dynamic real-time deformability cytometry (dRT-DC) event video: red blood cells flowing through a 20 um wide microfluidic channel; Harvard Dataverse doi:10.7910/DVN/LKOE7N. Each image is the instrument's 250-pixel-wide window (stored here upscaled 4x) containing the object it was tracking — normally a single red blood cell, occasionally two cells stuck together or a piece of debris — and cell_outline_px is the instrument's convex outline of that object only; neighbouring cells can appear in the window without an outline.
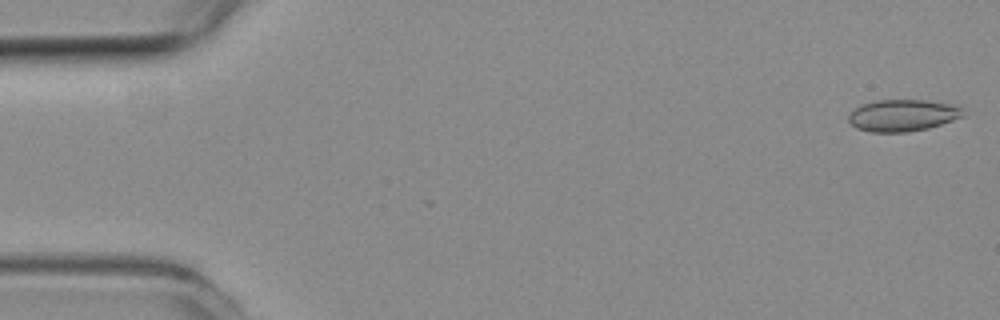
{"species": "common noctule bat (a hibernating species)", "species_latin": "Nyctalus noctula", "temperature_condition": "room temperature", "stored_images_in_passage": 21, "camera_frame_rate_fps": 3000, "um_per_image_px": 0.085, "animal": {"sex": "female", "body_mass_g": 19.3, "forearm_length_mm": 54.1}, "frame": {"image": 1, "passage_image": 2, "time_ms": 0.333, "image_size_px": [1000, 320], "cell_outline_px": [[964, 116], [928, 128], [908, 132], [872, 132], [856, 128], [848, 120], [848, 116], [860, 104], [876, 100], [924, 100], [960, 104], [964, 108]], "centroid_in_image_um": [76.78, 9.79], "position_along_channel_um": 8.2, "area_um2": 21.44}}
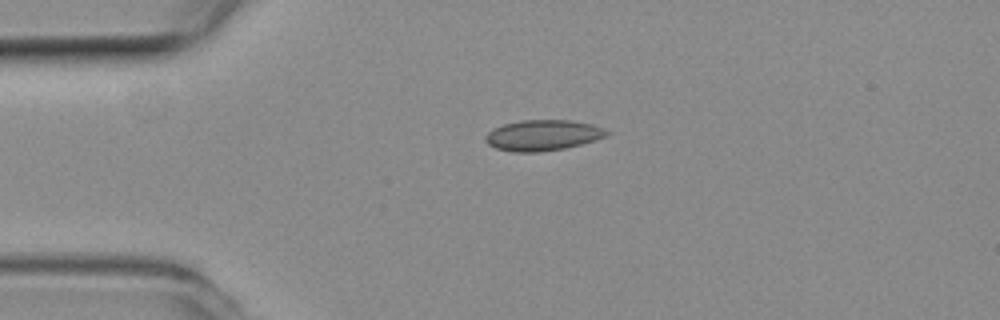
{"frame": {"image": 2, "passage_image": 13, "time_ms": 4.0, "image_size_px": [1000, 320], "cell_outline_px": [[612, 132], [596, 140], [564, 148], [540, 152], [512, 152], [496, 148], [488, 144], [484, 140], [484, 136], [492, 128], [504, 124], [520, 120], [572, 120], [592, 124], [604, 128]], "centroid_in_image_um": [46.12, 11.49], "position_along_channel_um": 38.9, "area_um2": 21.85}}
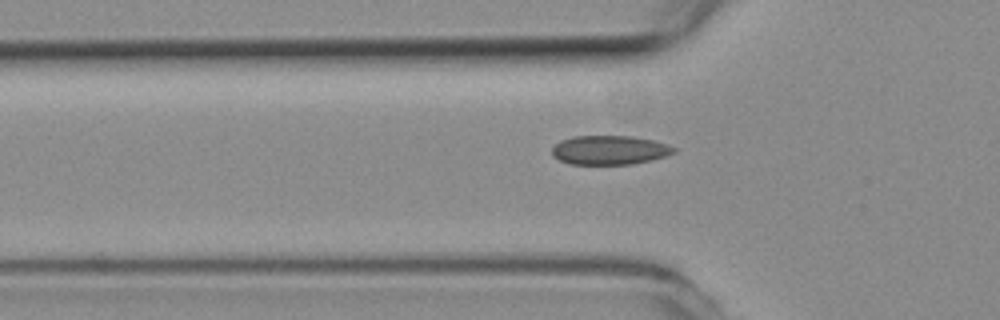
{"frame": {"image": 3, "passage_image": 18, "time_ms": 5.667, "image_size_px": [1000, 320], "cell_outline_px": [[676, 152], [652, 160], [632, 164], [568, 164], [552, 156], [552, 148], [560, 140], [572, 136], [632, 136], [652, 140], [676, 148]], "centroid_in_image_um": [51.78, 12.76], "position_along_channel_um": 74.0, "area_um2": 20.63}}